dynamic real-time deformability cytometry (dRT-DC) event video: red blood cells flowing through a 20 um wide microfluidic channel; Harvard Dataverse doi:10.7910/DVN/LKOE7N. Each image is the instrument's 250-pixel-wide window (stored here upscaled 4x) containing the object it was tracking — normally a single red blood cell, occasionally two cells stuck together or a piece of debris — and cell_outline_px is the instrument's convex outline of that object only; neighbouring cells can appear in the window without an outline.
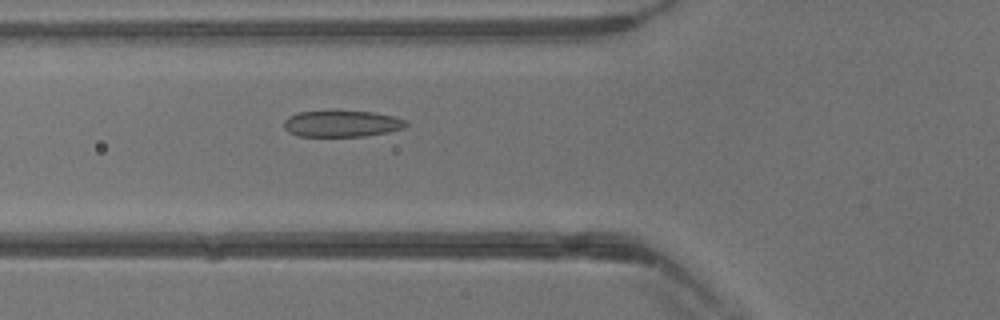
{"species": "common noctule bat (a hibernating species)", "species_latin": "Nyctalus noctula", "temperature_condition": "warm", "stored_images_in_passage": 23, "camera_frame_rate_fps": 3000, "um_per_image_px": 0.085, "animal": {"sex": "male", "body_mass_g": 13.3}, "frame": {"image": 1, "passage_image": 5, "time_ms": 1.333, "image_size_px": [1000, 320], "cell_outline_px": [[408, 124], [404, 128], [388, 132], [364, 136], [300, 136], [288, 132], [284, 128], [284, 120], [288, 116], [300, 112], [328, 108], [332, 108], [372, 112], [392, 116], [404, 120]], "centroid_in_image_um": [29.0, 10.47], "position_along_channel_um": 96.8, "area_um2": 19.48}}
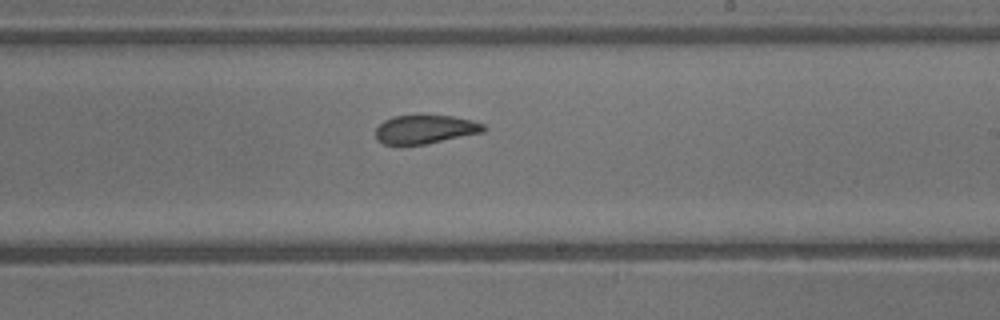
{"frame": {"image": 2, "passage_image": 14, "time_ms": 4.333, "image_size_px": [1000, 320], "cell_outline_px": [[488, 128], [484, 132], [424, 144], [384, 144], [376, 140], [376, 128], [384, 120], [392, 116], [452, 116], [472, 120], [484, 124]], "centroid_in_image_um": [36.15, 10.99], "position_along_channel_um": 252.8, "area_um2": 17.86}}
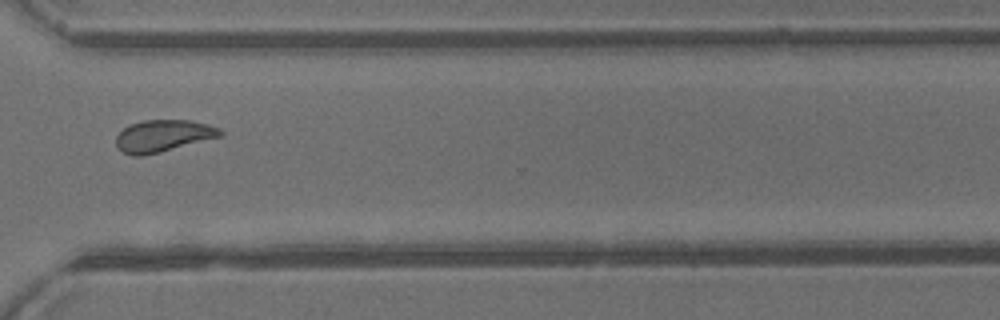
{"frame": {"image": 3, "passage_image": 20, "time_ms": 6.333, "image_size_px": [1000, 320], "cell_outline_px": [[224, 132], [220, 136], [160, 152], [144, 156], [132, 156], [124, 152], [116, 144], [116, 136], [128, 124], [144, 120], [188, 120], [208, 124], [220, 128]], "centroid_in_image_um": [13.85, 11.54], "position_along_channel_um": 356.8, "area_um2": 19.25}}